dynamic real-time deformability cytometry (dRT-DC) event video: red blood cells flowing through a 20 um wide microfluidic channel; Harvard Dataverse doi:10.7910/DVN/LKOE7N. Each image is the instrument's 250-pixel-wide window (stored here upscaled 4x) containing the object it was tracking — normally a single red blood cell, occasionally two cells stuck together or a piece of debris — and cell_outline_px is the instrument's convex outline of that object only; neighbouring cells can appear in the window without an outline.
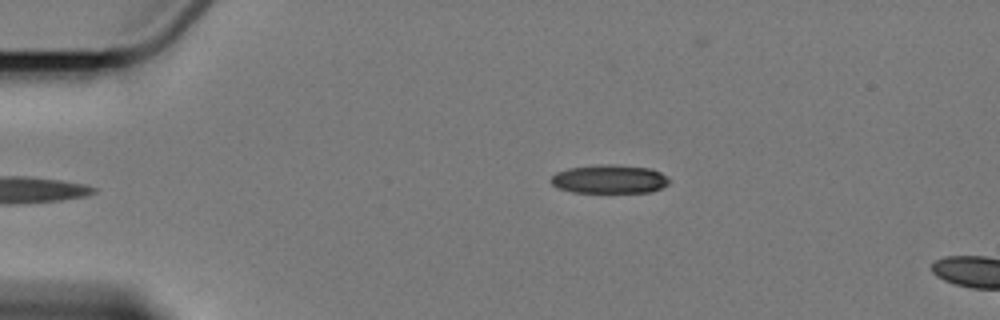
{"species": "Egyptian fruit bat (a non-hibernating species)", "species_latin": "Rousettus aegyptiacus", "temperature_condition": "cold", "stored_images_in_passage": 4, "camera_frame_rate_fps": 3000, "um_per_image_px": 0.085, "animal": {"sex": "female"}, "frame": {"image": 1, "passage_image": 4, "time_ms": 4.667, "image_size_px": [1000, 320], "cell_outline_px": [[668, 184], [652, 192], [572, 192], [556, 188], [552, 184], [552, 176], [556, 172], [568, 168], [596, 164], [604, 164], [648, 168], [660, 172], [668, 180]], "centroid_in_image_um": [51.74, 15.23], "position_along_channel_um": 33.3, "area_um2": 19.54}}